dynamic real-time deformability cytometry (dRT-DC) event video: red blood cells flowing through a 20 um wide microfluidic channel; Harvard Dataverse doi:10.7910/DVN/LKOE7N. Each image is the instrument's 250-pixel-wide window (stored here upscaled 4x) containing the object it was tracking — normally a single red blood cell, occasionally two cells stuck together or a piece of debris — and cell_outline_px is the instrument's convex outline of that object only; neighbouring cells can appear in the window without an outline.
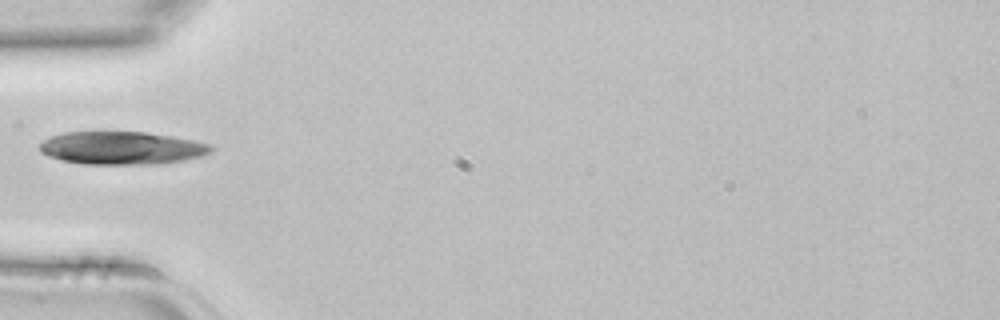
{"species": "common noctule bat (a hibernating species)", "species_latin": "Nyctalus noctula", "temperature_condition": "room temperature", "stored_images_in_passage": 4, "camera_frame_rate_fps": 3000, "um_per_image_px": 0.085, "animal": {"sex": "female", "body_mass_g": 22.7, "forearm_length_mm": 54.2}, "frame": {"image": 1, "passage_image": 4, "time_ms": 1.0, "image_size_px": [1000, 320], "cell_outline_px": [[216, 148], [212, 152], [200, 156], [184, 160], [156, 164], [84, 164], [64, 160], [48, 156], [40, 152], [40, 144], [44, 140], [52, 136], [64, 132], [144, 132], [192, 140], [212, 144]], "centroid_in_image_um": [10.37, 12.58], "position_along_channel_um": 74.6, "area_um2": 32.71}}